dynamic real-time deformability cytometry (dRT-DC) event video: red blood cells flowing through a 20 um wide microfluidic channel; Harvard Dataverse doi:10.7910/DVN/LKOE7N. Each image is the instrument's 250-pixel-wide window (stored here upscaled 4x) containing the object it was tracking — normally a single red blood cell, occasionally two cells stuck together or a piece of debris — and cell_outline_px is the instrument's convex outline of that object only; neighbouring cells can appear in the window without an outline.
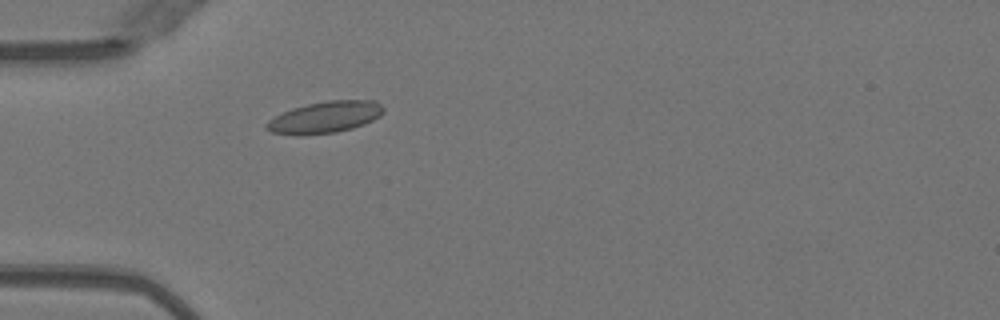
{"species": "Egyptian fruit bat (a non-hibernating species)", "species_latin": "Rousettus aegyptiacus", "temperature_condition": "warm", "stored_images_in_passage": 36, "camera_frame_rate_fps": 3000, "um_per_image_px": 0.085, "animal": {"sex": "female"}, "frame": {"image": 1, "passage_image": 1, "time_ms": 0.0, "image_size_px": [1000, 320], "cell_outline_px": [[384, 112], [380, 116], [364, 124], [352, 128], [336, 132], [300, 136], [296, 136], [272, 132], [264, 128], [264, 124], [268, 120], [292, 108], [308, 104], [328, 100], [376, 100], [384, 108]], "centroid_in_image_um": [27.61, 9.97], "position_along_channel_um": 57.4, "area_um2": 21.68}}
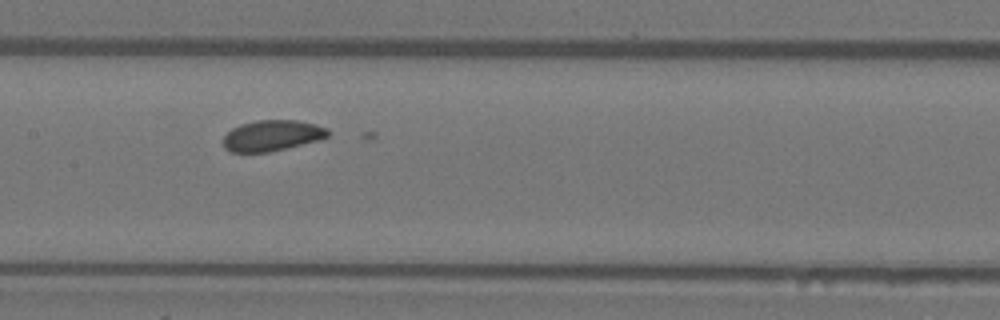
{"frame": {"image": 2, "passage_image": 11, "time_ms": 3.333, "image_size_px": [1000, 320], "cell_outline_px": [[332, 132], [328, 136], [316, 140], [268, 152], [232, 152], [224, 148], [224, 136], [232, 128], [240, 124], [256, 120], [296, 120], [316, 124], [328, 128]], "centroid_in_image_um": [23.13, 11.5], "position_along_channel_um": 184.3, "area_um2": 18.67}}
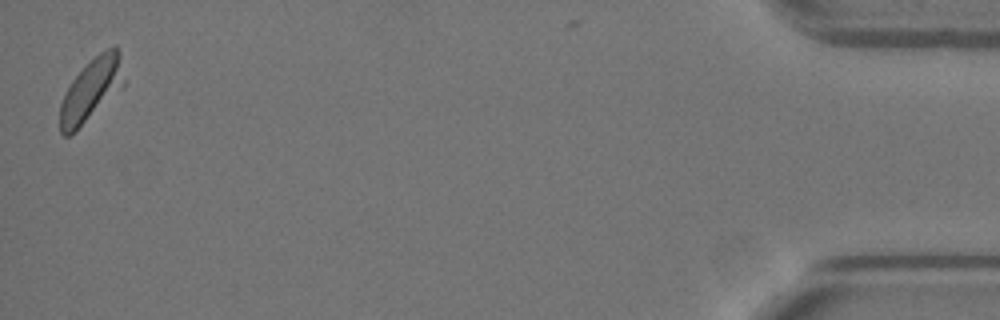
{"frame": {"image": 3, "passage_image": 36, "time_ms": 11.667, "image_size_px": [1000, 320], "cell_outline_px": [[124, 84], [76, 132], [68, 136], [64, 136], [60, 132], [60, 104], [72, 80], [100, 52], [116, 44], [120, 52], [124, 80]], "centroid_in_image_um": [7.75, 7.65], "position_along_channel_um": 427.4, "area_um2": 22.83}}